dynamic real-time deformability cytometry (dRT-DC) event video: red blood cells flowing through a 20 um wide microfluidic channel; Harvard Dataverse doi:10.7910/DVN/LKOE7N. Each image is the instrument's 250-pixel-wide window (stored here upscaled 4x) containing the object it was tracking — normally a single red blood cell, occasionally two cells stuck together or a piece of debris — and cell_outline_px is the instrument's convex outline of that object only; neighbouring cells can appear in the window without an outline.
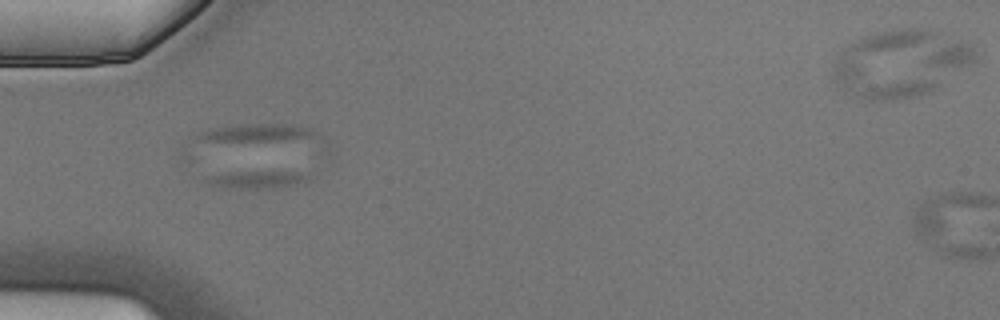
{"species": "Egyptian fruit bat (a non-hibernating species)", "species_latin": "Rousettus aegyptiacus", "temperature_condition": "cold", "stored_images_in_passage": 4, "camera_frame_rate_fps": 3000, "um_per_image_px": 0.085, "animal": {"sex": "male"}, "frame": {"image": 1, "passage_image": 3, "time_ms": 0.667, "image_size_px": [1000, 320], "cell_outline_px": [[312, 180], [296, 184], [276, 188], [228, 188], [208, 184], [200, 180], [208, 176], [228, 172], [308, 172]], "centroid_in_image_um": [21.84, 15.26], "position_along_channel_um": 63.2, "area_um2": 10.58}}
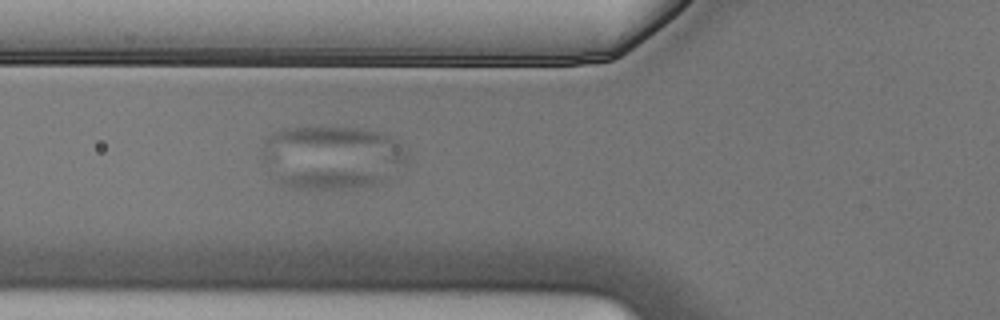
{"frame": {"image": 2, "passage_image": 4, "time_ms": 1.0, "image_size_px": [1000, 320], "cell_outline_px": [[384, 180], [380, 184], [356, 188], [296, 188], [284, 184], [268, 176], [308, 172], [356, 172], [380, 176]], "centroid_in_image_um": [27.94, 15.29], "position_along_channel_um": 97.9, "area_um2": 10.69}}